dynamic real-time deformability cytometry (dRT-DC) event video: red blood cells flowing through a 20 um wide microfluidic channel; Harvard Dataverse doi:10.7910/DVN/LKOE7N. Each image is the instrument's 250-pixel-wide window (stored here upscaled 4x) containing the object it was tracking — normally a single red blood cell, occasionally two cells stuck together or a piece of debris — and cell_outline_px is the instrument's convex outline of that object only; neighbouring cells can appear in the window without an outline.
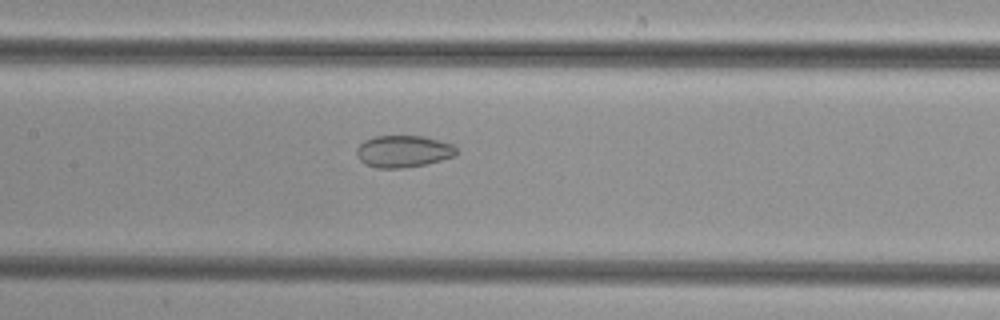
{"species": "common noctule bat (a hibernating species)", "species_latin": "Nyctalus noctula", "temperature_condition": "cold", "stored_images_in_passage": 49, "segment_of_instrument_passage": [2, 2], "camera_frame_rate_fps": 3000, "um_per_image_px": 0.085, "animal": {"sex": "female", "body_mass_g": 29.2, "forearm_length_mm": 56.3}, "frame": {"image": 1, "passage_image": 24, "time_ms": 7.667, "image_size_px": [1000, 320], "cell_outline_px": [[460, 152], [456, 156], [424, 164], [400, 168], [376, 168], [364, 164], [360, 160], [356, 152], [356, 148], [364, 140], [376, 136], [424, 136], [452, 144]], "centroid_in_image_um": [34.28, 12.86], "position_along_channel_um": 173.1, "area_um2": 18.61}}
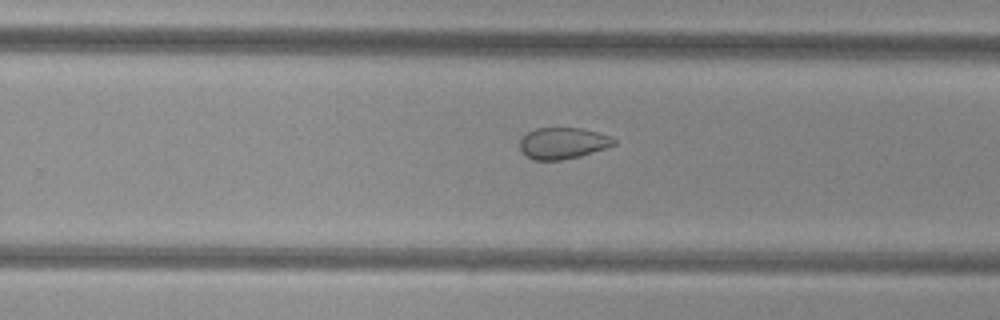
{"frame": {"image": 2, "passage_image": 32, "time_ms": 10.333, "image_size_px": [1000, 320], "cell_outline_px": [[616, 144], [580, 156], [560, 160], [536, 160], [528, 156], [520, 148], [520, 140], [528, 132], [536, 128], [580, 128], [612, 136], [616, 140]], "centroid_in_image_um": [47.86, 12.16], "position_along_channel_um": 281.9, "area_um2": 16.94}}
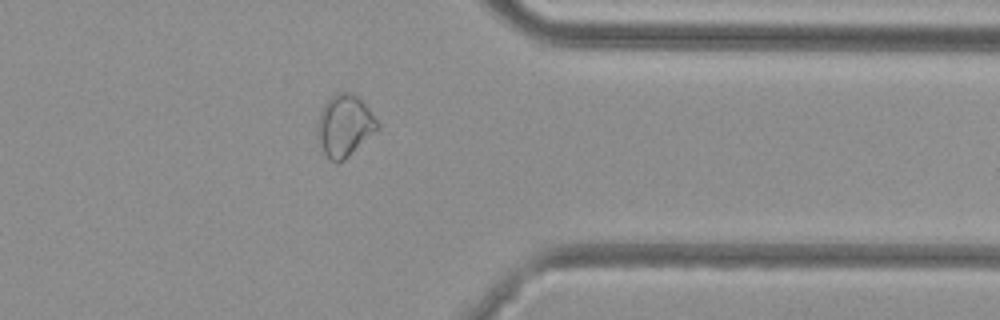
{"frame": {"image": 3, "passage_image": 40, "time_ms": 13.0, "image_size_px": [1000, 320], "cell_outline_px": [[380, 124], [344, 160], [328, 160], [316, 136], [316, 128], [320, 112], [324, 104], [336, 92], [352, 92], [368, 108]], "centroid_in_image_um": [29.23, 10.65], "position_along_channel_um": 382.2, "area_um2": 20.92}}